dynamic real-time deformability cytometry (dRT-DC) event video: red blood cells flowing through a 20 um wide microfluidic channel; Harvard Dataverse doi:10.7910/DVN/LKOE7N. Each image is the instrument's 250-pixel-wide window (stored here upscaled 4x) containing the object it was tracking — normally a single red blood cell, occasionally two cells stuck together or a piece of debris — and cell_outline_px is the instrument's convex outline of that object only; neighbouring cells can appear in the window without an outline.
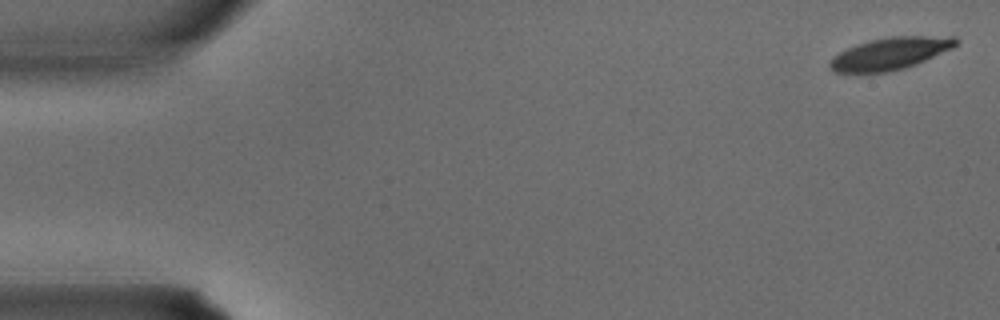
{"species": "common noctule bat (a hibernating species)", "species_latin": "Nyctalus noctula", "temperature_condition": "warm", "stored_images_in_passage": 34, "camera_frame_rate_fps": 3000, "um_per_image_px": 0.085, "animal": {"sex": "male", "body_mass_g": 15.6}, "frame": {"image": 1, "passage_image": 1, "time_ms": 0.0, "image_size_px": [1000, 320], "cell_outline_px": [[960, 40], [952, 48], [916, 64], [904, 68], [888, 72], [836, 72], [828, 68], [828, 64], [832, 56], [856, 44], [868, 40], [892, 36], [956, 36]], "centroid_in_image_um": [75.66, 4.54], "position_along_channel_um": 9.3, "area_um2": 23.64}}
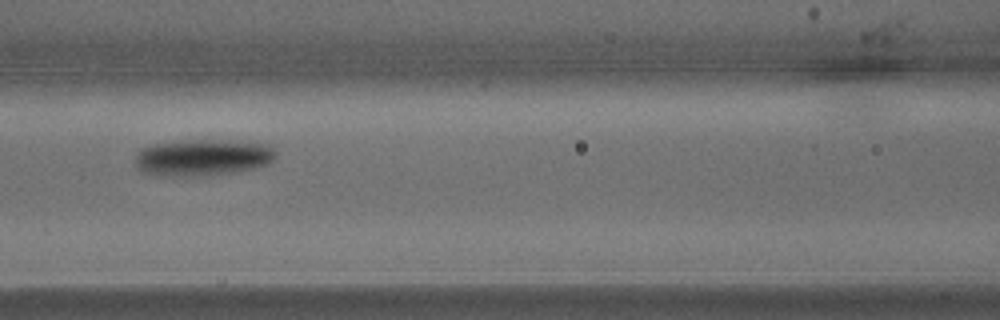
{"frame": {"image": 2, "passage_image": 15, "time_ms": 4.667, "image_size_px": [1000, 320], "cell_outline_px": [[276, 156], [268, 164], [256, 168], [236, 172], [212, 176], [156, 176], [140, 172], [136, 168], [136, 156], [140, 148], [156, 144], [192, 140], [228, 140], [268, 144], [276, 152]], "centroid_in_image_um": [17.22, 13.41], "position_along_channel_um": 149.4, "area_um2": 30.4}}
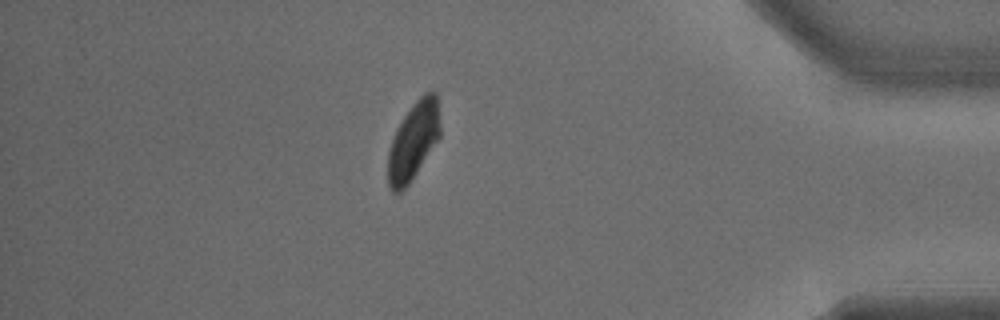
{"frame": {"image": 3, "passage_image": 30, "time_ms": 9.667, "image_size_px": [1000, 320], "cell_outline_px": [[440, 136], [408, 184], [400, 192], [392, 192], [388, 184], [388, 152], [396, 128], [412, 104], [424, 92], [436, 92], [440, 124]], "centroid_in_image_um": [35.13, 11.96], "position_along_channel_um": 400.1, "area_um2": 23.29}}